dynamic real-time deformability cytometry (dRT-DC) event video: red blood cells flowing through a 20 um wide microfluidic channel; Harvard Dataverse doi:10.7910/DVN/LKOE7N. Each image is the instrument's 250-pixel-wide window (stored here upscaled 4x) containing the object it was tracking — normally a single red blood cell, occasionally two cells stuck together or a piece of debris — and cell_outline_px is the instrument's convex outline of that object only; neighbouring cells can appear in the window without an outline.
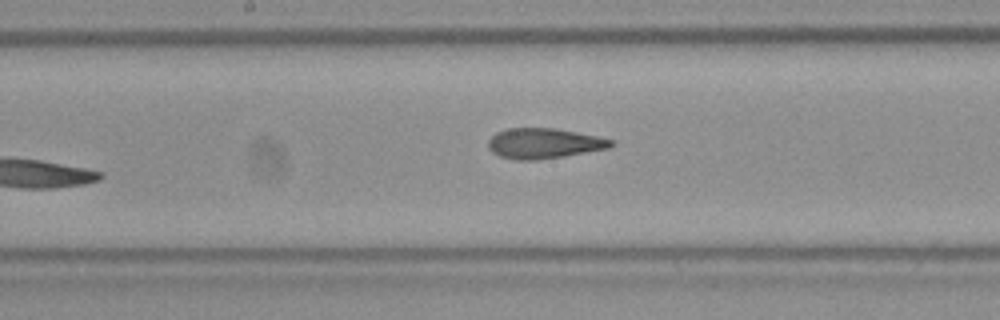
{"species": "Egyptian fruit bat (a non-hibernating species)", "species_latin": "Rousettus aegyptiacus", "temperature_condition": "room temperature", "stored_images_in_passage": 9, "camera_frame_rate_fps": 3000, "um_per_image_px": 0.085, "frame": {"image": 1, "passage_image": 8, "time_ms": 2.333, "image_size_px": [1000, 320], "cell_outline_px": [[616, 144], [608, 148], [564, 156], [536, 160], [516, 160], [500, 156], [492, 152], [488, 148], [488, 140], [496, 132], [504, 128], [556, 128], [596, 136], [612, 140]], "centroid_in_image_um": [46.2, 12.18], "position_along_channel_um": 202.0, "area_um2": 21.68}}
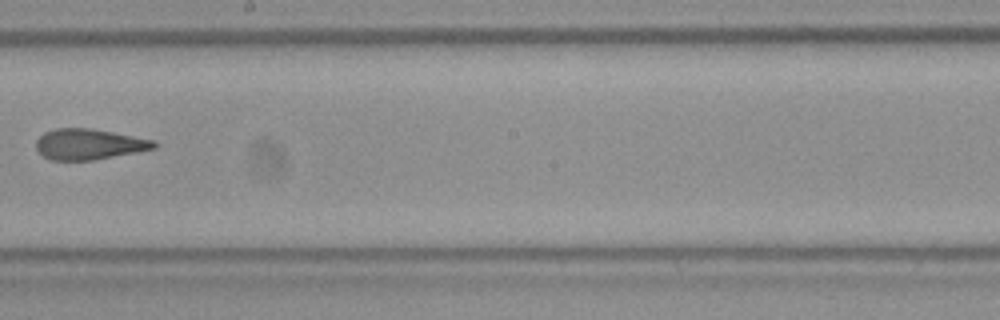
{"frame": {"image": 2, "passage_image": 9, "time_ms": 2.667, "image_size_px": [1000, 320], "cell_outline_px": [[160, 144], [156, 148], [136, 152], [92, 160], [52, 160], [44, 156], [36, 148], [36, 140], [44, 132], [56, 128], [92, 128], [156, 140]], "centroid_in_image_um": [7.6, 12.25], "position_along_channel_um": 240.6, "area_um2": 21.15}}